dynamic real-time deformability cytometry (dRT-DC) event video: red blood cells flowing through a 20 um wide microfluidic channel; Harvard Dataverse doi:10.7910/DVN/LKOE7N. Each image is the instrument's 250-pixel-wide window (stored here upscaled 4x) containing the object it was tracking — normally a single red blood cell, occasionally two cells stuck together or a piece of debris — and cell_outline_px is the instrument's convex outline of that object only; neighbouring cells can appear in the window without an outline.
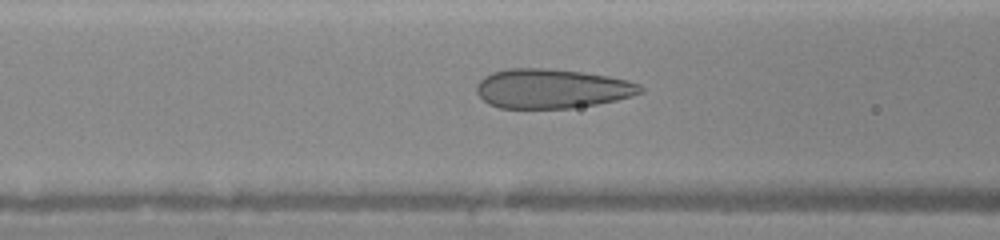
{"species": "human", "species_latin": "Homo sapiens", "temperature_condition": "warm", "stored_images_in_passage": 12, "segment_of_instrument_passage": [1, 2], "camera_frame_rate_fps": 3000, "um_per_image_px": 0.085, "donor": {"sex": "female"}, "frame": {"image": 1, "passage_image": 10, "time_ms": 3.333, "image_size_px": [1000, 240], "cell_outline_px": [[644, 92], [632, 96], [616, 100], [596, 104], [572, 108], [500, 108], [488, 104], [476, 92], [476, 84], [484, 76], [492, 72], [508, 68], [548, 68], [584, 72], [608, 76], [628, 80], [640, 84], [644, 88]], "centroid_in_image_um": [46.91, 7.53], "position_along_channel_um": 119.7, "area_um2": 37.92}}